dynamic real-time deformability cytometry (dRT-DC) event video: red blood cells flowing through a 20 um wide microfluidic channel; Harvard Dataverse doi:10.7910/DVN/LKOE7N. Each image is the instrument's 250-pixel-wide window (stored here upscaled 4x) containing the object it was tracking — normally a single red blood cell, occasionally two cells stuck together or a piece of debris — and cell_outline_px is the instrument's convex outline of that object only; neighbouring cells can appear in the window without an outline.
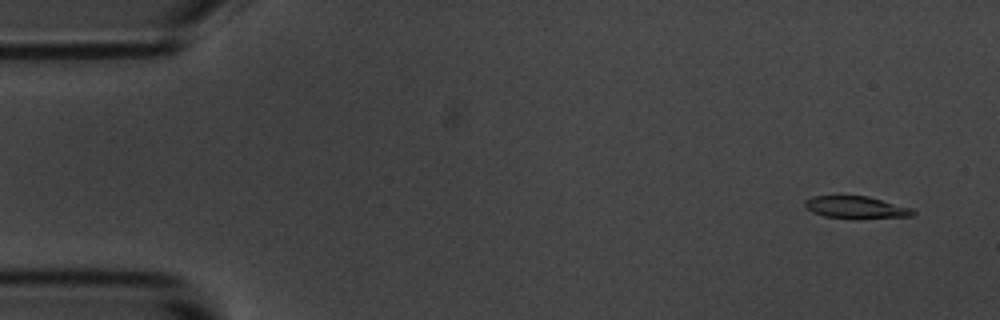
{"species": "common noctule bat (a hibernating species)", "species_latin": "Nyctalus noctula", "temperature_condition": "room temperature", "stored_images_in_passage": 5, "camera_frame_rate_fps": 3000, "um_per_image_px": 0.085, "animal": {"sex": "male", "body_mass_g": 20.1, "forearm_length_mm": 53.5}, "frame": {"image": 1, "passage_image": 1, "time_ms": 0.0, "image_size_px": [1000, 320], "cell_outline_px": [[916, 212], [912, 216], [856, 220], [852, 220], [824, 216], [812, 212], [804, 204], [804, 200], [812, 196], [868, 196], [912, 208]], "centroid_in_image_um": [72.78, 17.65], "position_along_channel_um": 12.2, "area_um2": 14.39}}
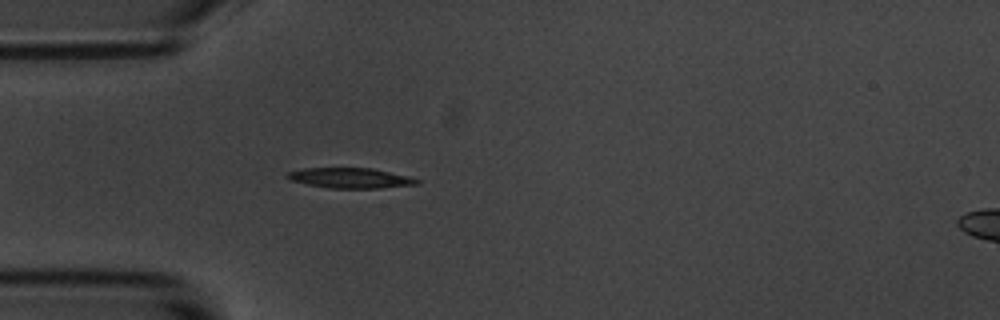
{"frame": {"image": 2, "passage_image": 5, "time_ms": 4.333, "image_size_px": [1000, 320], "cell_outline_px": [[420, 184], [380, 188], [328, 188], [308, 184], [292, 180], [284, 176], [288, 172], [304, 168], [372, 168], [408, 176], [420, 180]], "centroid_in_image_um": [29.8, 15.13], "position_along_channel_um": 55.2, "area_um2": 15.2}}